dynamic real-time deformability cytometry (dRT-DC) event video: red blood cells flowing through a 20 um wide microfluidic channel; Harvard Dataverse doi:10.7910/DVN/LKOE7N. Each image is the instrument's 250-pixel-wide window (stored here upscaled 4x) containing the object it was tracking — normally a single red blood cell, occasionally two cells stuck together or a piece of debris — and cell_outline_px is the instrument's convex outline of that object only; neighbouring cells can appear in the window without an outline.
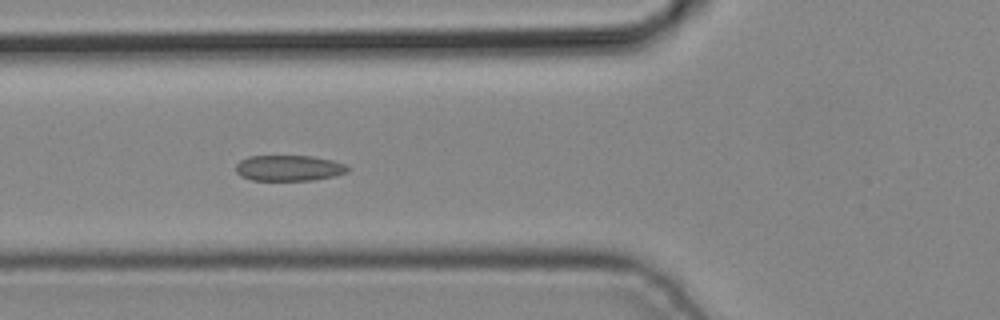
{"species": "common noctule bat (a hibernating species)", "species_latin": "Nyctalus noctula", "temperature_condition": "cold", "stored_images_in_passage": 5, "camera_frame_rate_fps": 3000, "um_per_image_px": 0.085, "animal": {"sex": "male", "body_mass_g": 19.2, "forearm_length_mm": 51.8}, "frame": {"image": 1, "passage_image": 5, "time_ms": 1.333, "image_size_px": [1000, 320], "cell_outline_px": [[348, 172], [336, 176], [312, 180], [252, 180], [240, 176], [236, 172], [236, 164], [240, 160], [248, 156], [312, 156], [332, 160], [344, 164], [348, 168]], "centroid_in_image_um": [24.54, 14.28], "position_along_channel_um": 101.3, "area_um2": 16.82}}